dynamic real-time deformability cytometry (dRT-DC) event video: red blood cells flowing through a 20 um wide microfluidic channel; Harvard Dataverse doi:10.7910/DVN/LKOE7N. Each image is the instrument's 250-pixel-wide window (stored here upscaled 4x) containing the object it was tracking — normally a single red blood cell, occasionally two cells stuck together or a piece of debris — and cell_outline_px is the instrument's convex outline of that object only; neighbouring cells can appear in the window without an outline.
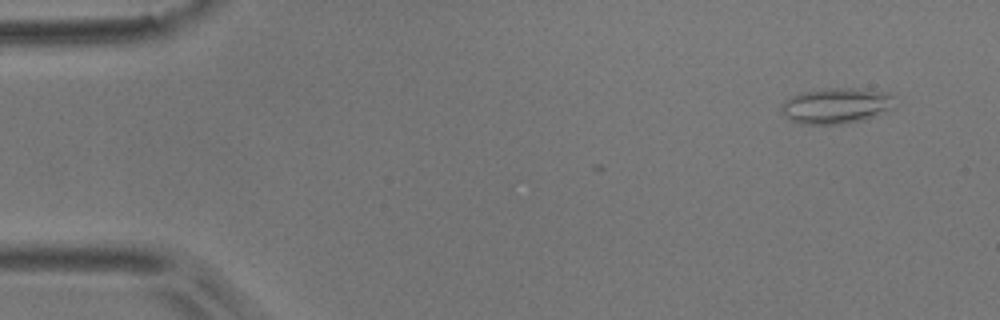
{"species": "common noctule bat (a hibernating species)", "species_latin": "Nyctalus noctula", "temperature_condition": "room temperature", "stored_images_in_passage": 4, "camera_frame_rate_fps": 3000, "um_per_image_px": 0.085, "animal": {"sex": "male", "body_mass_g": 17.9}, "frame": {"image": 1, "passage_image": 1, "time_ms": 0.0, "image_size_px": [1000, 320], "cell_outline_px": [[896, 108], [864, 120], [840, 124], [800, 124], [784, 116], [780, 108], [780, 104], [784, 100], [792, 96], [804, 92], [832, 88], [840, 88], [884, 92], [892, 96]], "centroid_in_image_um": [71.06, 9.01], "position_along_channel_um": 13.9, "area_um2": 23.41}}